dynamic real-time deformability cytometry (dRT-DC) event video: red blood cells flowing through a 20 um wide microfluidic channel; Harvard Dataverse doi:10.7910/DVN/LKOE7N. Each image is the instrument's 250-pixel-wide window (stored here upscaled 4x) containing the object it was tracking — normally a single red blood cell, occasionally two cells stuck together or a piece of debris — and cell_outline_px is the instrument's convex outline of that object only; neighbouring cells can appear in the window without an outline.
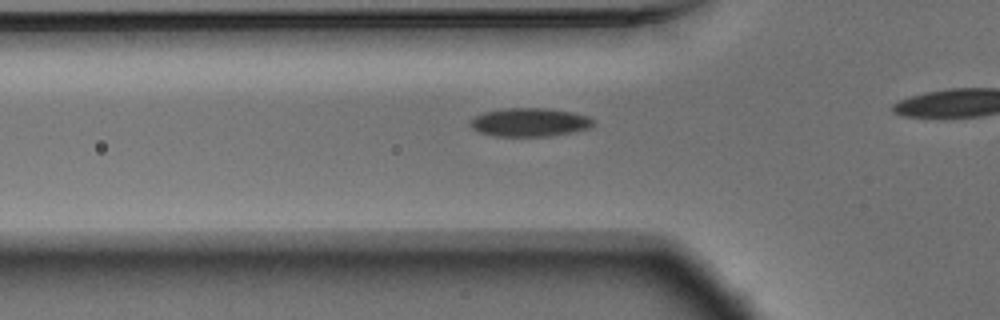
{"species": "Egyptian fruit bat (a non-hibernating species)", "species_latin": "Rousettus aegyptiacus", "temperature_condition": "warm", "stored_images_in_passage": 30, "camera_frame_rate_fps": 3000, "um_per_image_px": 0.085, "animal": {"sex": "male"}, "frame": {"image": 1, "passage_image": 5, "time_ms": 1.333, "image_size_px": [1000, 320], "cell_outline_px": [[596, 120], [592, 128], [552, 136], [496, 136], [480, 132], [472, 128], [468, 124], [476, 116], [484, 112], [508, 108], [548, 108], [572, 112], [588, 116]], "centroid_in_image_um": [45.08, 10.39], "position_along_channel_um": 80.7, "area_um2": 20.52}}
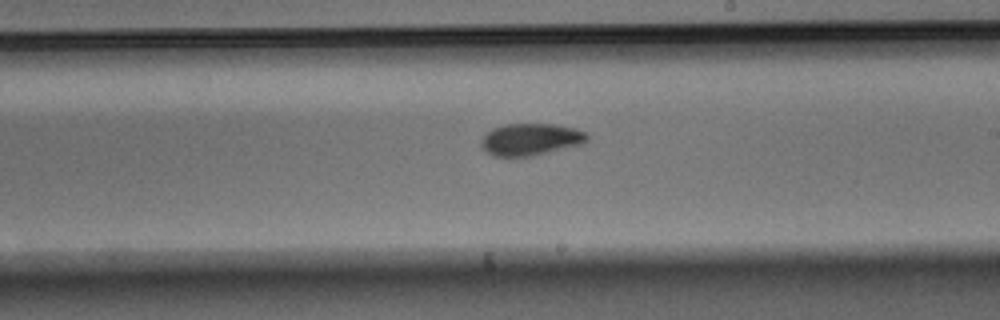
{"frame": {"image": 2, "passage_image": 18, "time_ms": 5.667, "image_size_px": [1000, 320], "cell_outline_px": [[588, 140], [584, 144], [532, 156], [492, 156], [480, 144], [480, 140], [492, 128], [504, 124], [552, 124], [576, 128], [584, 132], [588, 136]], "centroid_in_image_um": [45.12, 11.85], "position_along_channel_um": 243.9, "area_um2": 19.77}}
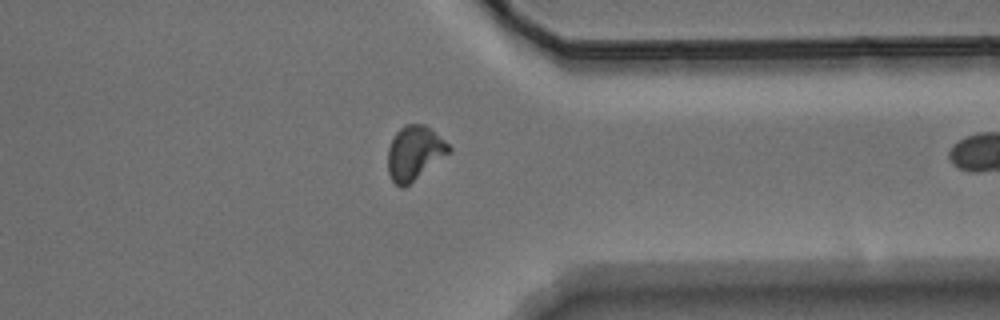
{"frame": {"image": 3, "passage_image": 29, "time_ms": 9.333, "image_size_px": [1000, 320], "cell_outline_px": [[452, 152], [404, 188], [400, 188], [392, 180], [388, 172], [388, 148], [396, 132], [404, 124], [424, 124], [444, 140], [452, 148]], "centroid_in_image_um": [35.24, 13.01], "position_along_channel_um": 376.2, "area_um2": 19.31}}